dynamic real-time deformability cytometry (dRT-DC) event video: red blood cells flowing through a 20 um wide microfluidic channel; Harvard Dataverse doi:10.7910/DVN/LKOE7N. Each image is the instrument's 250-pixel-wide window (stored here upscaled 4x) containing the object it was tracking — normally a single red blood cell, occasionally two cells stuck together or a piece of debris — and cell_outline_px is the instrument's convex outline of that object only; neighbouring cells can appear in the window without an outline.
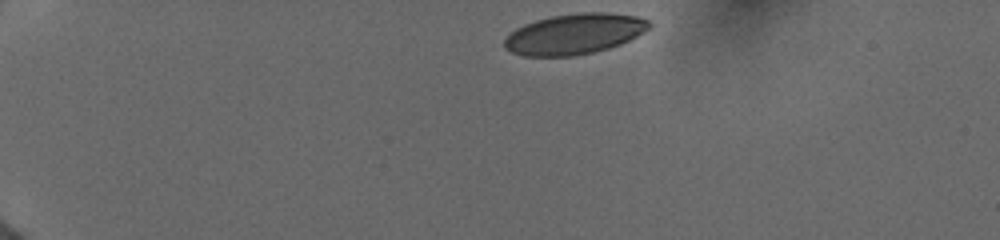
{"species": "human", "species_latin": "Homo sapiens", "temperature_condition": "cold", "stored_images_in_passage": 60, "camera_frame_rate_fps": 3000, "um_per_image_px": 0.085, "donor": {"sex": "female"}, "frame": {"image": 1, "passage_image": 1, "time_ms": 0.0, "image_size_px": [1000, 240], "cell_outline_px": [[652, 24], [644, 32], [620, 44], [608, 48], [592, 52], [572, 56], [524, 56], [512, 52], [504, 48], [504, 40], [516, 28], [524, 24], [536, 20], [552, 16], [580, 12], [608, 12], [636, 16], [648, 20]], "centroid_in_image_um": [48.82, 2.88], "position_along_channel_um": 36.2, "area_um2": 34.04}}
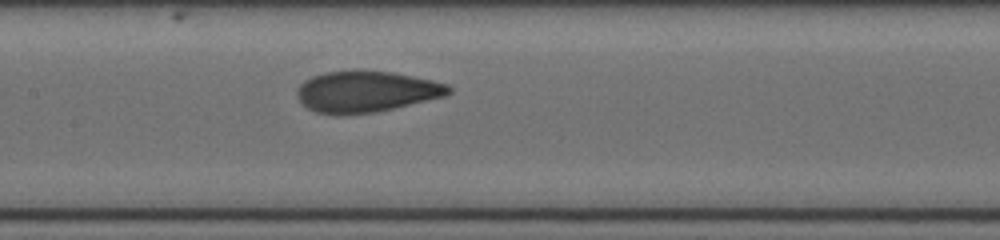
{"frame": {"image": 2, "passage_image": 43, "time_ms": 5.667, "image_size_px": [1000, 240], "cell_outline_px": [[452, 92], [444, 96], [376, 112], [316, 112], [308, 108], [296, 96], [296, 88], [304, 80], [312, 76], [324, 72], [356, 68], [360, 68], [392, 72], [432, 80], [448, 84], [452, 88]], "centroid_in_image_um": [31.12, 7.71], "position_along_channel_um": 176.3, "area_um2": 36.24}}
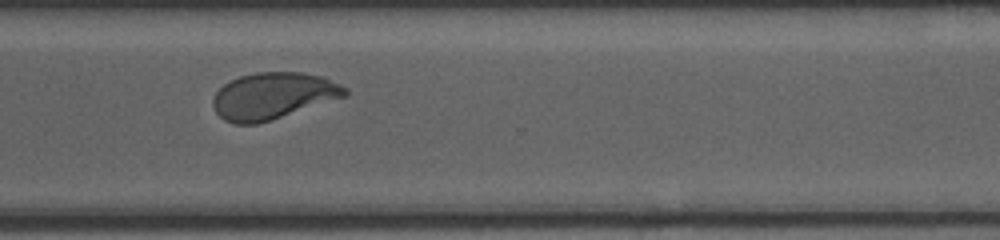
{"frame": {"image": 3, "passage_image": 59, "time_ms": 10.0, "image_size_px": [1000, 240], "cell_outline_px": [[348, 92], [344, 96], [256, 124], [236, 124], [224, 120], [216, 112], [212, 104], [212, 100], [216, 92], [224, 84], [240, 76], [256, 72], [304, 72], [320, 76], [348, 88]], "centroid_in_image_um": [23.16, 8.13], "position_along_channel_um": 347.4, "area_um2": 35.2}}